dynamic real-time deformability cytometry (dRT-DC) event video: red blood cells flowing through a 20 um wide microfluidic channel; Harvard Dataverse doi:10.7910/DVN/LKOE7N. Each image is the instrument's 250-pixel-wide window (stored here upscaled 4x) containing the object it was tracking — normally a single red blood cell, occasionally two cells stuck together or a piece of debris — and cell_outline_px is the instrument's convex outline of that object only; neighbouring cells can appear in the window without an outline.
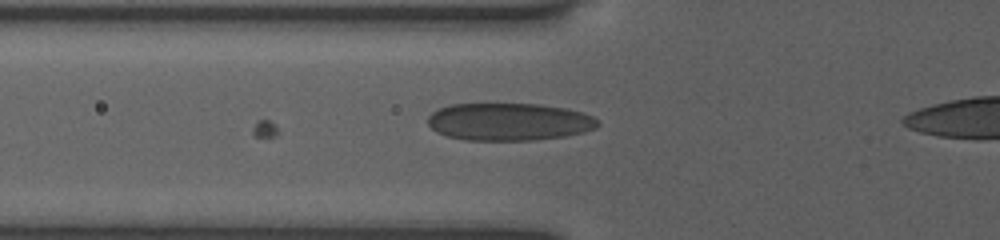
{"species": "human", "species_latin": "Homo sapiens", "temperature_condition": "room temperature", "stored_images_in_passage": 4, "camera_frame_rate_fps": 3000, "um_per_image_px": 0.085, "donor": {"sex": "female"}, "frame": {"image": 1, "passage_image": 2, "time_ms": 0.333, "image_size_px": [1000, 240], "cell_outline_px": [[600, 124], [596, 128], [584, 132], [564, 136], [536, 140], [464, 140], [448, 136], [436, 132], [428, 124], [428, 116], [432, 112], [440, 108], [452, 104], [540, 104], [564, 108], [580, 112], [592, 116]], "centroid_in_image_um": [43.25, 10.35], "position_along_channel_um": 82.5, "area_um2": 37.11}}